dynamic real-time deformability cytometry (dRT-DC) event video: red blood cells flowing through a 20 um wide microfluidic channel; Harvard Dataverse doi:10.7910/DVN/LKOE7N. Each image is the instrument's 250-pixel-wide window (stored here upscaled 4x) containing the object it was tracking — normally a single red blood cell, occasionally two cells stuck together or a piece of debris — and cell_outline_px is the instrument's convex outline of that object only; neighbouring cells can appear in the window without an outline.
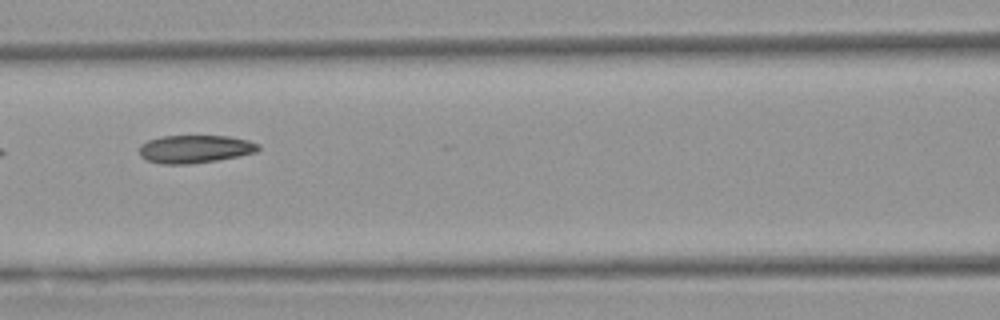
{"species": "Egyptian fruit bat (a non-hibernating species)", "species_latin": "Rousettus aegyptiacus", "temperature_condition": "warm", "stored_images_in_passage": 7, "camera_frame_rate_fps": 3000, "um_per_image_px": 0.085, "animal": {"sex": "female"}, "frame": {"image": 1, "passage_image": 5, "time_ms": 6.0, "image_size_px": [1000, 320], "cell_outline_px": [[260, 148], [256, 152], [216, 160], [188, 164], [164, 164], [148, 160], [140, 156], [140, 144], [148, 140], [160, 136], [228, 136], [248, 140], [260, 144]], "centroid_in_image_um": [16.56, 12.65], "position_along_channel_um": 150.0, "area_um2": 19.25}}
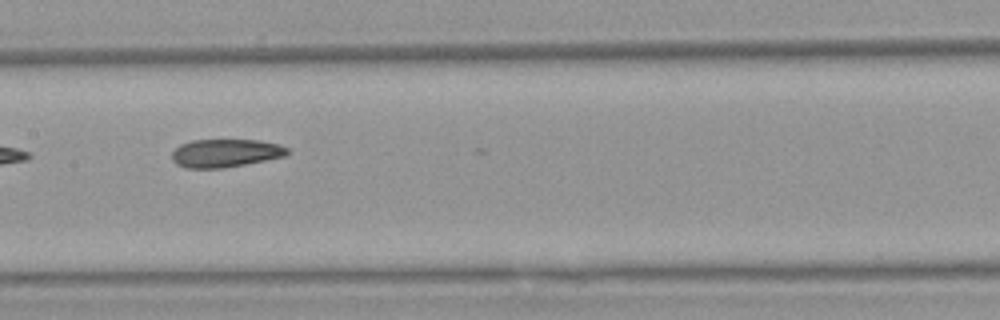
{"frame": {"image": 2, "passage_image": 6, "time_ms": 7.0, "image_size_px": [1000, 320], "cell_outline_px": [[288, 152], [284, 156], [224, 168], [184, 168], [176, 164], [172, 160], [172, 152], [180, 144], [192, 140], [260, 140], [276, 144], [288, 148]], "centroid_in_image_um": [19.1, 13.01], "position_along_channel_um": 188.3, "area_um2": 18.79}}